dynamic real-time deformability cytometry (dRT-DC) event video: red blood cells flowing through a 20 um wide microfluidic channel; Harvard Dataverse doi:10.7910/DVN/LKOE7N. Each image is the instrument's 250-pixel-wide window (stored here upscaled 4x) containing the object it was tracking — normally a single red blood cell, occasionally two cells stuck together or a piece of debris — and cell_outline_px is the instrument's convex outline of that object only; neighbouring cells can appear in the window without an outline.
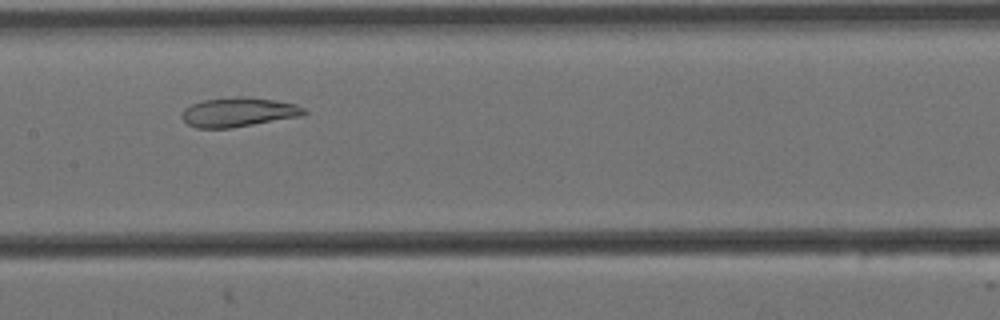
{"species": "Egyptian fruit bat (a non-hibernating species)", "species_latin": "Rousettus aegyptiacus", "temperature_condition": "cold", "stored_images_in_passage": 10, "camera_frame_rate_fps": 3000, "um_per_image_px": 0.085, "animal": {"sex": "female"}, "frame": {"image": 1, "passage_image": 6, "time_ms": 1.667, "image_size_px": [1000, 320], "cell_outline_px": [[308, 112], [304, 116], [232, 128], [196, 128], [188, 124], [180, 116], [184, 108], [192, 104], [204, 100], [276, 100], [296, 104], [304, 108]], "centroid_in_image_um": [20.3, 9.6], "position_along_channel_um": 187.1, "area_um2": 20.0}}
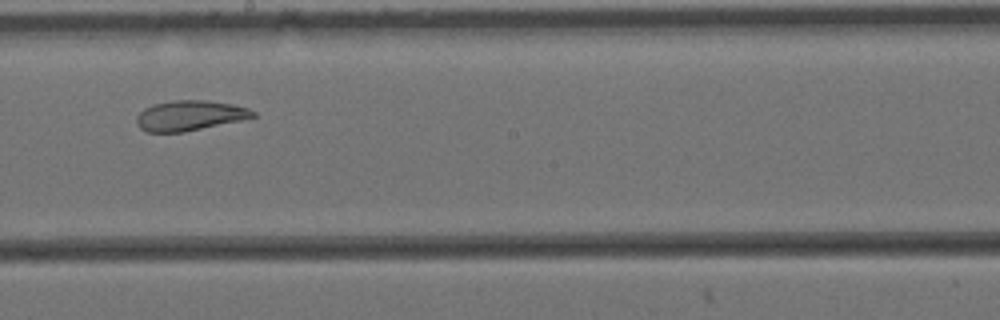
{"frame": {"image": 2, "passage_image": 7, "time_ms": 2.0, "image_size_px": [1000, 320], "cell_outline_px": [[256, 116], [244, 120], [184, 132], [148, 132], [140, 128], [136, 124], [136, 116], [144, 108], [156, 104], [176, 100], [204, 100], [232, 104], [248, 108], [256, 112]], "centroid_in_image_um": [16.15, 9.83], "position_along_channel_um": 232.1, "area_um2": 20.46}}
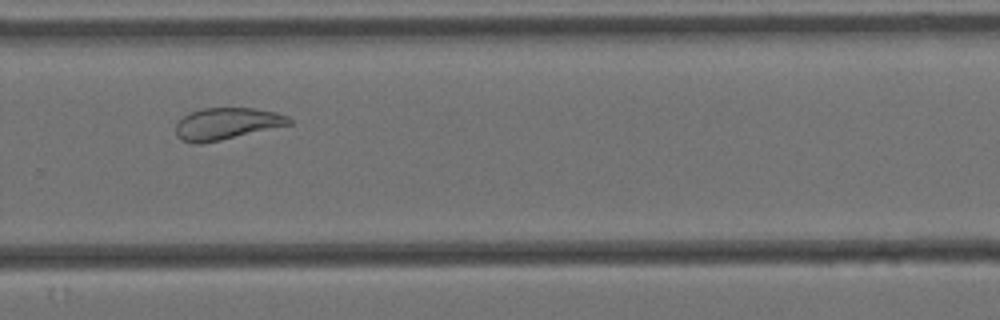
{"frame": {"image": 3, "passage_image": 9, "time_ms": 2.667, "image_size_px": [1000, 320], "cell_outline_px": [[292, 124], [220, 140], [196, 144], [180, 140], [176, 136], [176, 124], [184, 116], [192, 112], [204, 108], [252, 108], [276, 112], [288, 116], [292, 120]], "centroid_in_image_um": [19.27, 10.51], "position_along_channel_um": 310.5, "area_um2": 20.81}}